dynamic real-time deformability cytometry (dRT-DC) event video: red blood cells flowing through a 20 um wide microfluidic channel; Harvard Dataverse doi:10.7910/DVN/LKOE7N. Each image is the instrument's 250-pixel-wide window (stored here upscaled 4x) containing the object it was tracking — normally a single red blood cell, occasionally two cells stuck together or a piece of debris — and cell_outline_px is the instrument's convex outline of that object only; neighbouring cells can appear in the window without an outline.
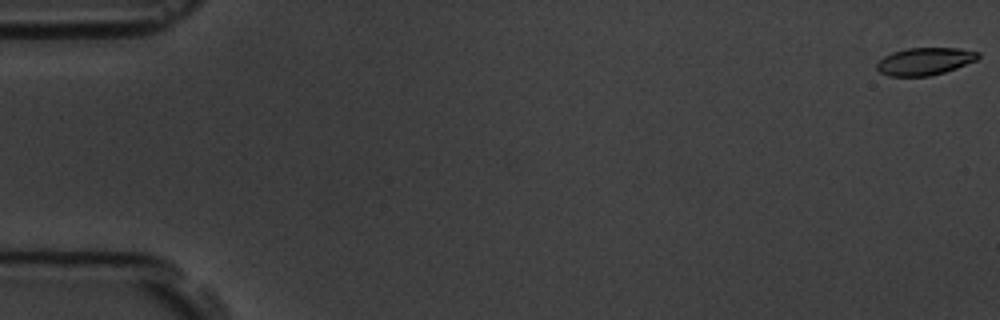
{"species": "common noctule bat (a hibernating species)", "species_latin": "Nyctalus noctula", "temperature_condition": "room temperature", "stored_images_in_passage": 13, "camera_frame_rate_fps": 3000, "um_per_image_px": 0.085, "animal": {"sex": "male", "body_mass_g": 19.5, "forearm_length_mm": 54.6}, "frame": {"image": 1, "passage_image": 1, "time_ms": 0.0, "image_size_px": [1000, 320], "cell_outline_px": [[980, 56], [976, 60], [956, 68], [944, 72], [928, 76], [888, 76], [880, 72], [876, 68], [876, 64], [884, 56], [892, 52], [908, 48], [960, 48], [980, 52]], "centroid_in_image_um": [78.6, 5.21], "position_along_channel_um": 6.4, "area_um2": 16.18}}